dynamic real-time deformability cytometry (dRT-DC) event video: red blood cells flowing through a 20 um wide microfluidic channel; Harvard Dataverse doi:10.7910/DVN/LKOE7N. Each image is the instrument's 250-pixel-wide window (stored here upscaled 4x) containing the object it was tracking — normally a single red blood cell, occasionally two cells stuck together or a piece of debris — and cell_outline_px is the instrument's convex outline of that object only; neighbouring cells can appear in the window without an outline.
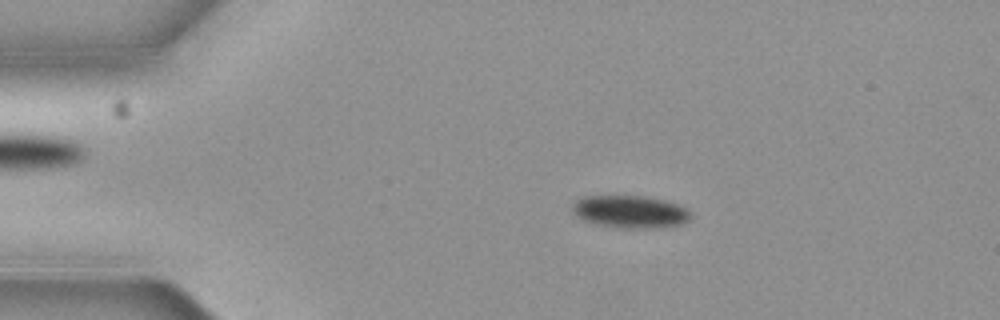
{"species": "common noctule bat (a hibernating species)", "species_latin": "Nyctalus noctula", "temperature_condition": "cold", "stored_images_in_passage": 5, "camera_frame_rate_fps": 3000, "um_per_image_px": 0.085, "animal": {"sex": "female", "body_mass_g": 19.3, "forearm_length_mm": 54.1}, "frame": {"image": 1, "passage_image": 3, "time_ms": 0.667, "image_size_px": [1000, 320], "cell_outline_px": [[692, 216], [688, 220], [680, 224], [656, 228], [620, 228], [596, 224], [584, 220], [576, 216], [572, 212], [572, 204], [580, 196], [644, 196], [664, 200], [688, 208]], "centroid_in_image_um": [53.54, 17.99], "position_along_channel_um": 31.5, "area_um2": 22.54}}
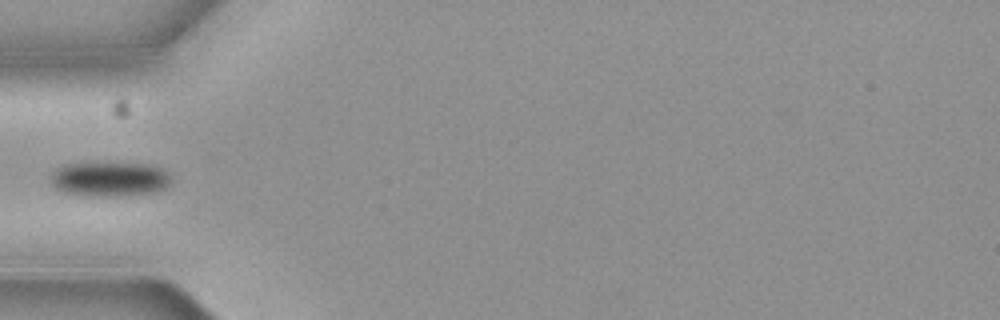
{"frame": {"image": 2, "passage_image": 5, "time_ms": 1.333, "image_size_px": [1000, 320], "cell_outline_px": [[168, 184], [164, 188], [156, 192], [128, 196], [92, 196], [64, 192], [56, 188], [52, 184], [52, 172], [68, 164], [148, 164], [160, 168], [168, 172]], "centroid_in_image_um": [9.34, 15.25], "position_along_channel_um": 75.7, "area_um2": 23.76}}